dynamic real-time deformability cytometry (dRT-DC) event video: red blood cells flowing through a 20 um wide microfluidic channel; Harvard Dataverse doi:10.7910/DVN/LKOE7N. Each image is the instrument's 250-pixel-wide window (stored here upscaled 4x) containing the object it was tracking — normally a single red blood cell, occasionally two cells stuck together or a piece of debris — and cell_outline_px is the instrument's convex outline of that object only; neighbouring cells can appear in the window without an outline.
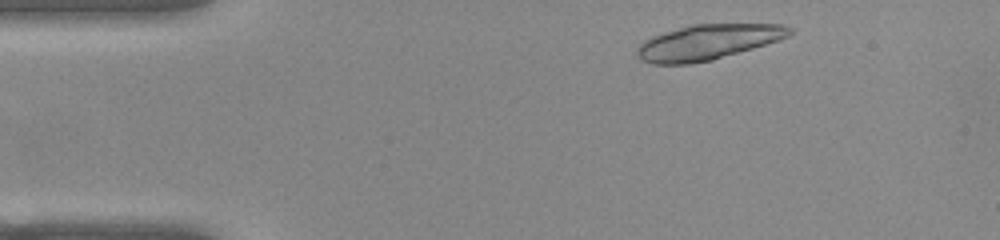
{"species": "common noctule bat (a hibernating species)", "species_latin": "Nyctalus noctula", "temperature_condition": "warm", "stored_images_in_passage": 47, "camera_frame_rate_fps": 3000, "um_per_image_px": 0.085, "animal": {"sex": "female", "body_mass_g": 22.0, "forearm_length_mm": 56.7}, "frame": {"image": 1, "passage_image": 3, "time_ms": 0.667, "image_size_px": [1000, 240], "cell_outline_px": [[792, 32], [788, 36], [780, 40], [712, 60], [688, 64], [652, 64], [640, 60], [636, 56], [636, 48], [644, 40], [652, 36], [664, 32], [692, 24], [784, 24], [792, 28]], "centroid_in_image_um": [60.13, 3.58], "position_along_channel_um": 24.9, "area_um2": 31.39}}
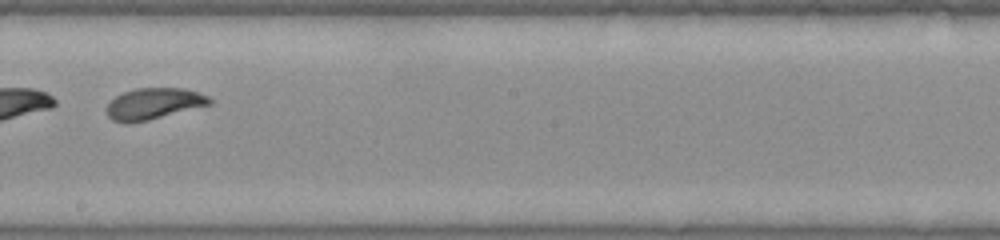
{"frame": {"image": 2, "passage_image": 25, "time_ms": 8.0, "image_size_px": [1000, 240], "cell_outline_px": [[212, 104], [148, 120], [128, 124], [124, 124], [112, 120], [108, 116], [104, 108], [116, 96], [124, 92], [136, 88], [184, 88], [200, 92], [208, 96], [212, 100]], "centroid_in_image_um": [13.05, 8.82], "position_along_channel_um": 235.2, "area_um2": 18.96}}
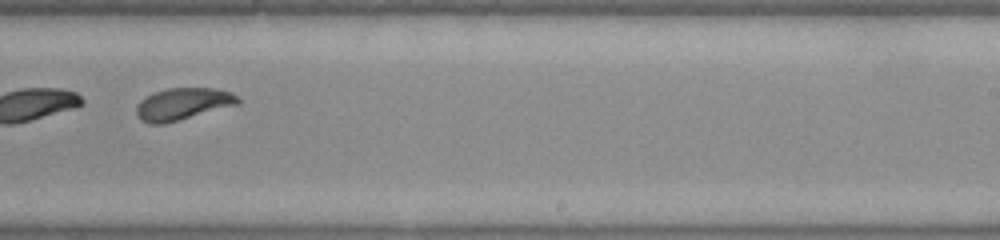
{"frame": {"image": 3, "passage_image": 28, "time_ms": 9.0, "image_size_px": [1000, 240], "cell_outline_px": [[240, 104], [164, 124], [148, 124], [140, 120], [136, 116], [136, 104], [140, 100], [156, 92], [168, 88], [216, 88], [232, 92], [240, 100]], "centroid_in_image_um": [15.53, 8.85], "position_along_channel_um": 273.5, "area_um2": 19.07}, "authors_computed_cell_mechanics": {"area_um2": 19.5364, "velocity_mm_per_s": 3.845, "shape_relaxation_time_tau1_ms": 4.6108, "shape_relaxation_time_tau2_ms": 1.0265, "deformation_change_tau1": 0.1462, "deformation_change_tau2": 0.0645}}